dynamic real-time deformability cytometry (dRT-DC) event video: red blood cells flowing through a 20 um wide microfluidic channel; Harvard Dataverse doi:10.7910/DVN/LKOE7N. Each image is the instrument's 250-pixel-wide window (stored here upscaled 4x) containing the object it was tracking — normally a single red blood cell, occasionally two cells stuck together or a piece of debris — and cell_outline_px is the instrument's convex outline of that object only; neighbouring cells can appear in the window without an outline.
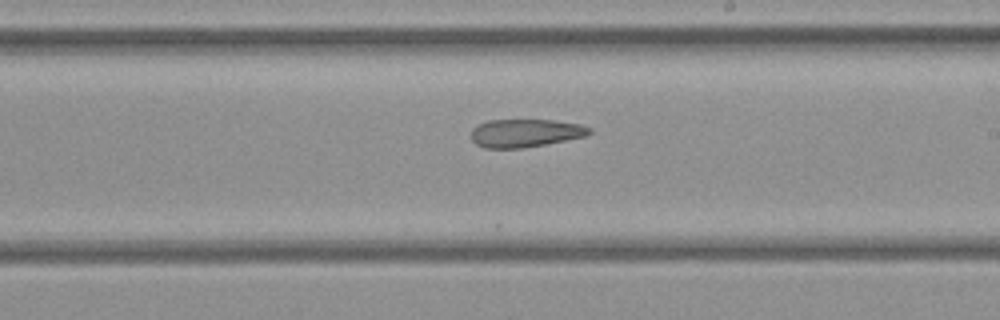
{"species": "common noctule bat (a hibernating species)", "species_latin": "Nyctalus noctula", "temperature_condition": "cold", "stored_images_in_passage": 16, "camera_frame_rate_fps": 3000, "um_per_image_px": 0.085, "animal": {"sex": "female", "body_mass_g": 21.9}, "frame": {"image": 1, "passage_image": 12, "time_ms": 3.667, "image_size_px": [1000, 320], "cell_outline_px": [[592, 132], [588, 136], [524, 148], [484, 148], [476, 144], [472, 140], [472, 128], [488, 120], [556, 120], [580, 124], [592, 128]], "centroid_in_image_um": [44.69, 11.31], "position_along_channel_um": 244.3, "area_um2": 19.48}}
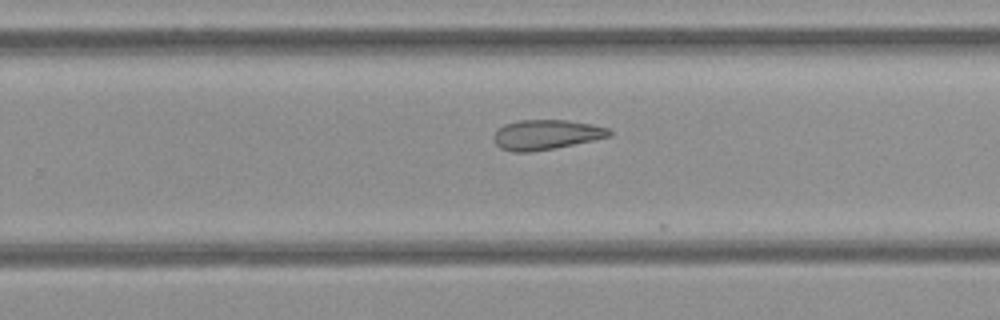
{"frame": {"image": 2, "passage_image": 14, "time_ms": 4.333, "image_size_px": [1000, 320], "cell_outline_px": [[612, 136], [556, 148], [528, 152], [512, 152], [500, 148], [496, 144], [492, 136], [496, 128], [504, 124], [516, 120], [568, 120], [592, 124], [608, 128], [612, 132]], "centroid_in_image_um": [46.39, 11.44], "position_along_channel_um": 283.4, "area_um2": 20.4}}